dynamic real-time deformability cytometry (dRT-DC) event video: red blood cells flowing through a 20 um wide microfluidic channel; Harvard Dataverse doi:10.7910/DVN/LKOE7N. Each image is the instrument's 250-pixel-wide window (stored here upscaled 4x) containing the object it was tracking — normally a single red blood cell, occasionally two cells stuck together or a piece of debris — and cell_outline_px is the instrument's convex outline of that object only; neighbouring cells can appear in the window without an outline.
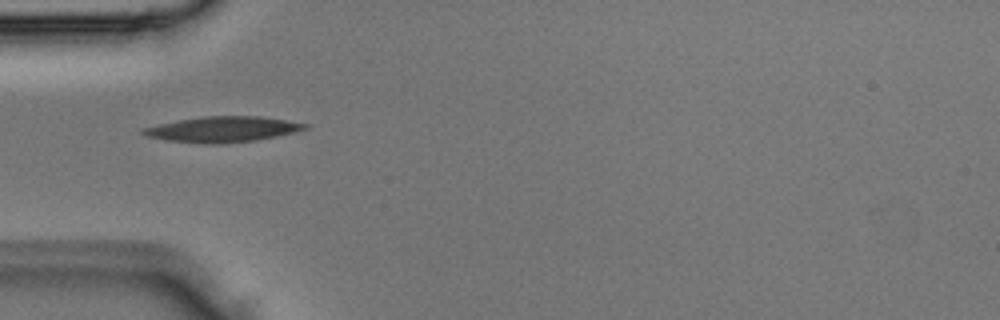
{"species": "Egyptian fruit bat (a non-hibernating species)", "species_latin": "Rousettus aegyptiacus", "temperature_condition": "room temperature", "stored_images_in_passage": 3, "camera_frame_rate_fps": 3000, "um_per_image_px": 0.085, "animal": {"sex": "male"}, "frame": {"image": 1, "passage_image": 3, "time_ms": 0.667, "image_size_px": [1000, 320], "cell_outline_px": [[308, 128], [296, 132], [256, 140], [224, 144], [204, 144], [164, 140], [144, 136], [140, 132], [144, 128], [160, 124], [180, 120], [204, 116], [260, 116], [308, 124]], "centroid_in_image_um": [18.91, 11.0], "position_along_channel_um": 66.1, "area_um2": 24.1}}